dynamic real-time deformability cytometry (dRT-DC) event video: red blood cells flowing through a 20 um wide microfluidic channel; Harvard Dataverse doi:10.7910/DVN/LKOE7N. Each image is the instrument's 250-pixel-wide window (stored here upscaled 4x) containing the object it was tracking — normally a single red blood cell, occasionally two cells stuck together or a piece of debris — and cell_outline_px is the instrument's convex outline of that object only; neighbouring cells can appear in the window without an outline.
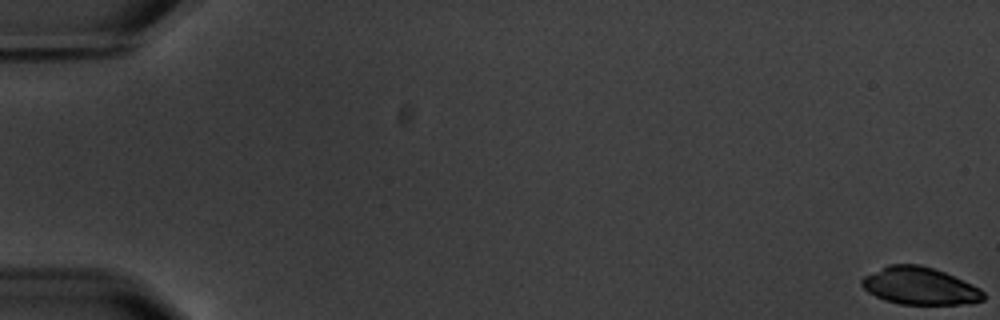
{"species": "common noctule bat (a hibernating species)", "species_latin": "Nyctalus noctula", "temperature_condition": "warm", "stored_images_in_passage": 6, "camera_frame_rate_fps": 3000, "um_per_image_px": 0.085, "animal": {"sex": "male", "body_mass_g": 20.1, "forearm_length_mm": 53.5}, "frame": {"image": 1, "passage_image": 1, "time_ms": 0.0, "image_size_px": [1000, 320], "cell_outline_px": [[984, 300], [972, 304], [900, 304], [884, 300], [868, 292], [860, 284], [860, 280], [864, 276], [888, 264], [920, 264], [944, 272], [972, 284], [980, 288], [984, 292]], "centroid_in_image_um": [78.18, 24.31], "position_along_channel_um": 6.8, "area_um2": 26.59}}
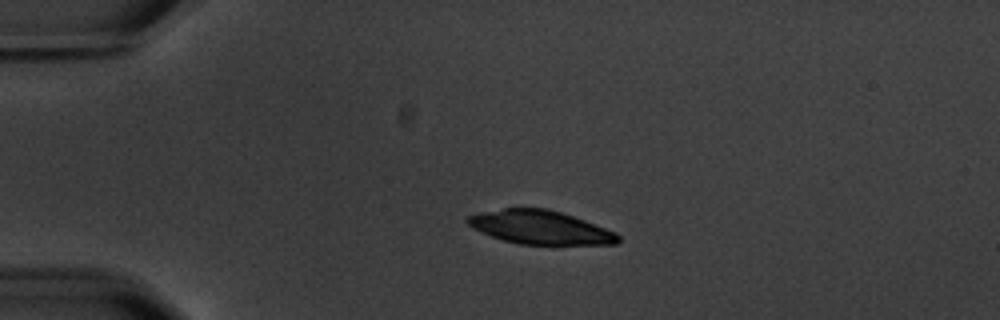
{"frame": {"image": 2, "passage_image": 5, "time_ms": 4.667, "image_size_px": [1000, 320], "cell_outline_px": [[620, 240], [616, 244], [520, 244], [504, 240], [492, 236], [472, 228], [464, 220], [468, 216], [480, 212], [504, 208], [548, 208], [584, 220], [616, 232], [620, 236]], "centroid_in_image_um": [45.9, 19.32], "position_along_channel_um": 39.1, "area_um2": 29.25}}